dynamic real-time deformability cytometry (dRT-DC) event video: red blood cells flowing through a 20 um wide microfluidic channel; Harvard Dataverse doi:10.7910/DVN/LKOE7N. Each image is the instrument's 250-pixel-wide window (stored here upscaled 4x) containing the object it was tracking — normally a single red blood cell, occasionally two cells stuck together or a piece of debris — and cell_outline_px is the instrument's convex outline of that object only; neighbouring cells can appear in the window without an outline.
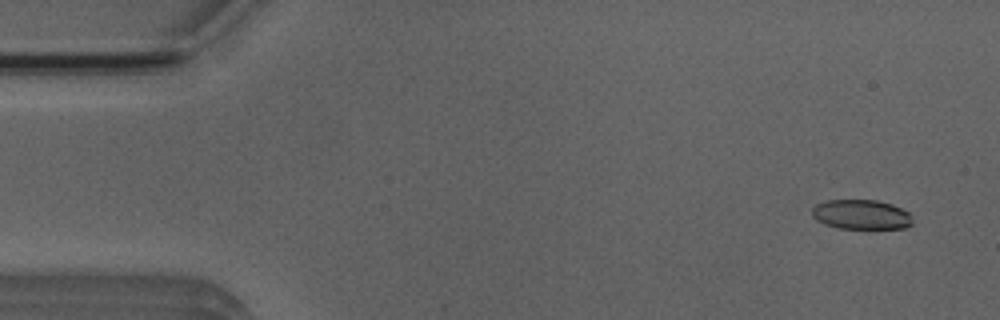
{"species": "Egyptian fruit bat (a non-hibernating species)", "species_latin": "Rousettus aegyptiacus", "temperature_condition": "room temperature", "stored_images_in_passage": 51, "camera_frame_rate_fps": 3000, "um_per_image_px": 0.085, "animal": {"sex": "male"}, "frame": {"image": 1, "passage_image": 2, "time_ms": 0.333, "image_size_px": [1000, 320], "cell_outline_px": [[912, 224], [904, 228], [840, 228], [824, 224], [816, 220], [812, 216], [812, 208], [816, 204], [828, 200], [876, 200], [892, 204], [908, 212], [912, 216]], "centroid_in_image_um": [73.2, 18.23], "position_along_channel_um": 11.8, "area_um2": 17.34}}
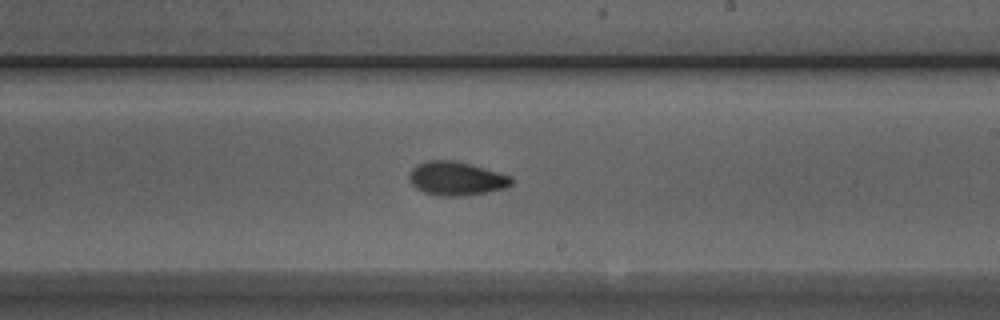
{"frame": {"image": 2, "passage_image": 29, "time_ms": 9.333, "image_size_px": [1000, 320], "cell_outline_px": [[512, 184], [504, 188], [484, 192], [460, 196], [440, 196], [424, 192], [416, 188], [412, 184], [408, 176], [412, 168], [416, 164], [428, 160], [452, 160], [468, 164], [512, 176]], "centroid_in_image_um": [38.74, 15.17], "position_along_channel_um": 250.3, "area_um2": 19.83}}
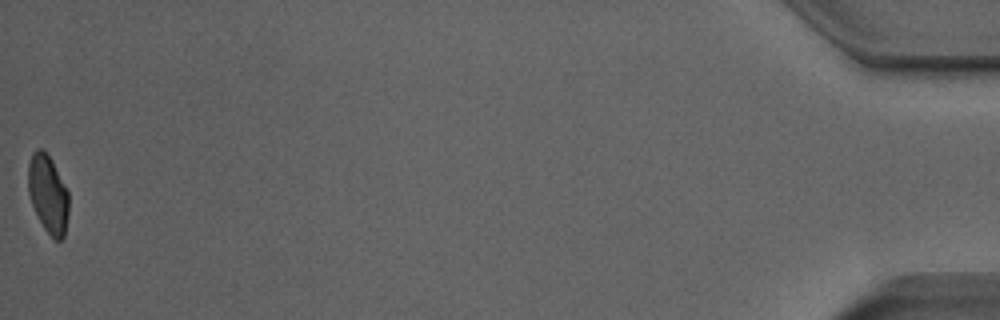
{"frame": {"image": 3, "passage_image": 51, "time_ms": 16.667, "image_size_px": [1000, 320], "cell_outline_px": [[68, 212], [64, 236], [60, 240], [56, 240], [44, 228], [32, 204], [28, 192], [28, 164], [32, 152], [36, 148], [40, 148], [52, 160], [68, 192]], "centroid_in_image_um": [4.07, 16.46], "position_along_channel_um": 431.1, "area_um2": 18.15}, "authors_computed_cell_mechanics": {"area_um2": 19.5942, "velocity_mm_per_s": 3.9212, "shape_relaxation_time_tau1_ms": 3.4159, "shape_relaxation_time_tau2_ms": 2.5214, "deformation_change_tau1": 0.1296, "deformation_change_tau2": 0.0709}}